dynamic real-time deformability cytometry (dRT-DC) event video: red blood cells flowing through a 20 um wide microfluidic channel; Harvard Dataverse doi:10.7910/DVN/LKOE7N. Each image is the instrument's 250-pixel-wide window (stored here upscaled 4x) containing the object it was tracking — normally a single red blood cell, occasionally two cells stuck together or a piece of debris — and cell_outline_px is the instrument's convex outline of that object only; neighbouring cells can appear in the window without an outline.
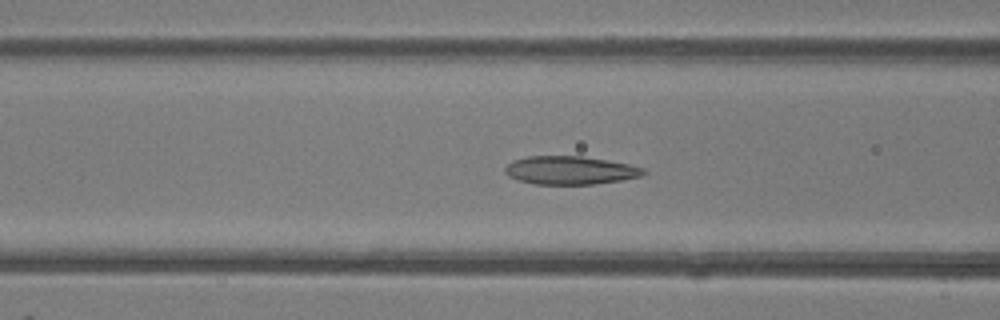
{"species": "common noctule bat (a hibernating species)", "species_latin": "Nyctalus noctula", "temperature_condition": "room temperature", "stored_images_in_passage": 49, "camera_frame_rate_fps": 3000, "um_per_image_px": 0.085, "animal": {"sex": "female"}, "frame": {"image": 1, "passage_image": 19, "time_ms": 6.0, "image_size_px": [1000, 320], "cell_outline_px": [[648, 172], [640, 176], [620, 180], [592, 184], [536, 184], [516, 180], [508, 176], [504, 172], [504, 168], [512, 160], [528, 156], [580, 156], [608, 160], [628, 164], [644, 168]], "centroid_in_image_um": [48.43, 14.47], "position_along_channel_um": 118.2, "area_um2": 22.83}}
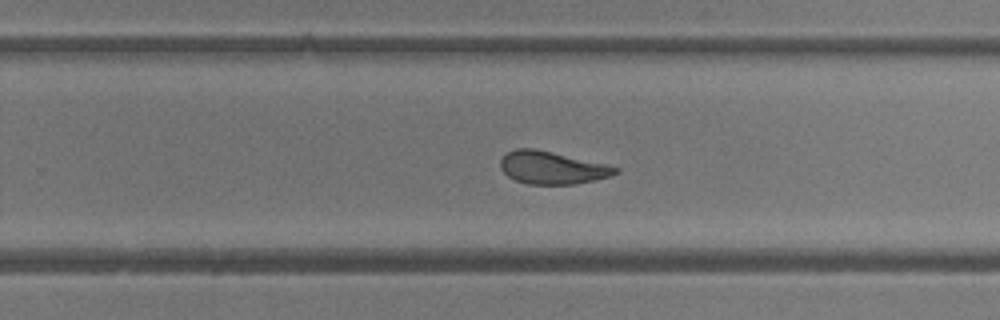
{"frame": {"image": 2, "passage_image": 31, "time_ms": 10.0, "image_size_px": [1000, 320], "cell_outline_px": [[620, 172], [612, 176], [596, 180], [576, 184], [528, 184], [516, 180], [508, 176], [500, 168], [500, 160], [508, 152], [516, 148], [536, 148], [608, 164], [620, 168]], "centroid_in_image_um": [46.98, 14.25], "position_along_channel_um": 282.8, "area_um2": 22.14}}
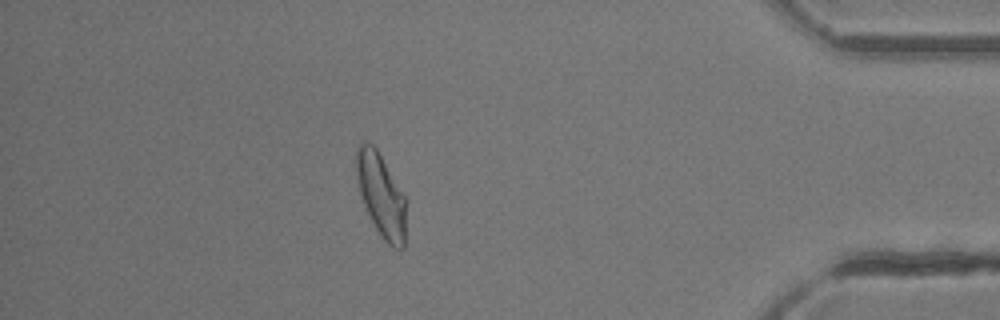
{"frame": {"image": 3, "passage_image": 43, "time_ms": 14.0, "image_size_px": [1000, 320], "cell_outline_px": [[408, 200], [404, 248], [392, 248], [384, 240], [376, 228], [364, 204], [360, 192], [356, 176], [356, 148], [364, 140], [372, 144], [376, 148]], "centroid_in_image_um": [32.44, 16.6], "position_along_channel_um": 402.8, "area_um2": 24.39}, "authors_computed_cell_mechanics": {"area_um2": 23.8136, "velocity_mm_per_s": 4.1193, "shape_relaxation_time_tau1_ms": 8.4651, "shape_relaxation_time_tau2_ms": 1.596, "deformation_change_tau1": 0.218, "deformation_change_tau2": 0.0892}}